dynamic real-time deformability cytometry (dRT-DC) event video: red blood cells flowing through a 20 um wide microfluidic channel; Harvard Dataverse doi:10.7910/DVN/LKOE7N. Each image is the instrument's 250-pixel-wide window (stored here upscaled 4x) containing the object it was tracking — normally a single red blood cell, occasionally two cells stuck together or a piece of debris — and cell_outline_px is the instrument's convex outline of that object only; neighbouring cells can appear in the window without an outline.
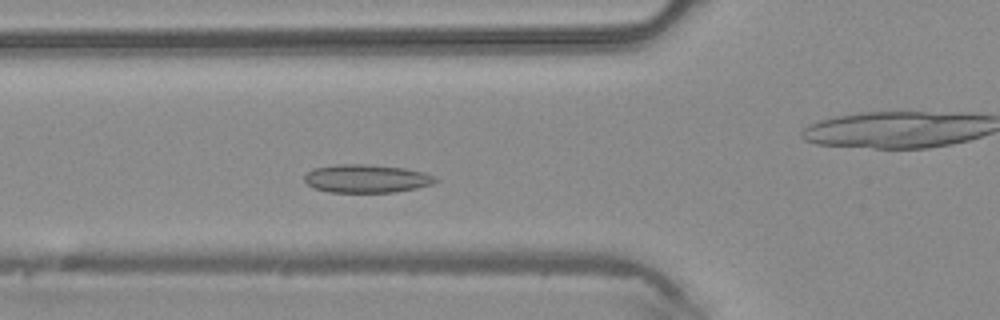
{"species": "common noctule bat (a hibernating species)", "species_latin": "Nyctalus noctula", "temperature_condition": "warm", "stored_images_in_passage": 35, "camera_frame_rate_fps": 3000, "um_per_image_px": 0.085, "animal": {"sex": "male", "body_mass_g": 20.4}, "frame": {"image": 1, "passage_image": 4, "time_ms": 1.0, "image_size_px": [1000, 320], "cell_outline_px": [[440, 180], [432, 184], [416, 188], [396, 192], [328, 192], [312, 188], [304, 180], [304, 176], [312, 168], [336, 164], [364, 164], [404, 168], [424, 172], [436, 176]], "centroid_in_image_um": [31.15, 15.18], "position_along_channel_um": 94.6, "area_um2": 21.73}}
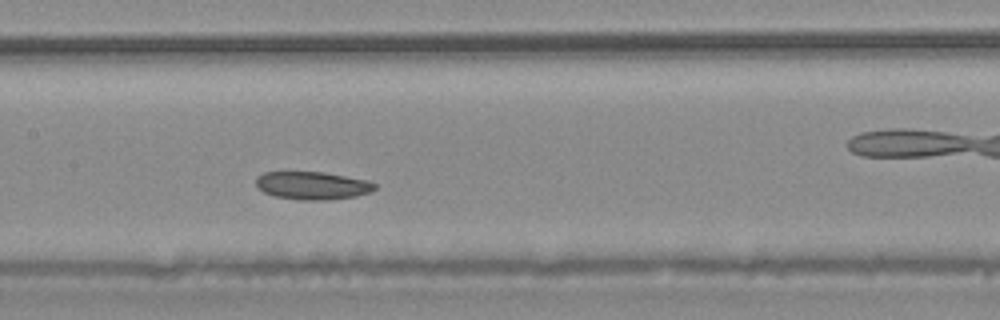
{"frame": {"image": 2, "passage_image": 10, "time_ms": 3.0, "image_size_px": [1000, 320], "cell_outline_px": [[376, 188], [372, 192], [356, 196], [324, 200], [300, 200], [272, 196], [256, 188], [256, 176], [264, 172], [324, 172], [368, 180], [376, 184]], "centroid_in_image_um": [26.54, 15.77], "position_along_channel_um": 180.9, "area_um2": 19.54}}
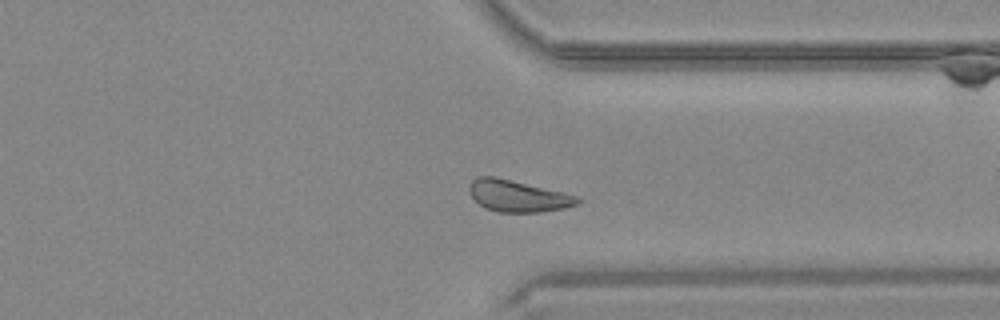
{"frame": {"image": 3, "passage_image": 23, "time_ms": 7.333, "image_size_px": [1000, 320], "cell_outline_px": [[580, 204], [564, 208], [540, 212], [496, 212], [484, 208], [472, 196], [468, 188], [472, 180], [476, 176], [492, 176], [560, 192], [576, 196], [580, 200]], "centroid_in_image_um": [43.97, 16.68], "position_along_channel_um": 367.4, "area_um2": 19.54}}